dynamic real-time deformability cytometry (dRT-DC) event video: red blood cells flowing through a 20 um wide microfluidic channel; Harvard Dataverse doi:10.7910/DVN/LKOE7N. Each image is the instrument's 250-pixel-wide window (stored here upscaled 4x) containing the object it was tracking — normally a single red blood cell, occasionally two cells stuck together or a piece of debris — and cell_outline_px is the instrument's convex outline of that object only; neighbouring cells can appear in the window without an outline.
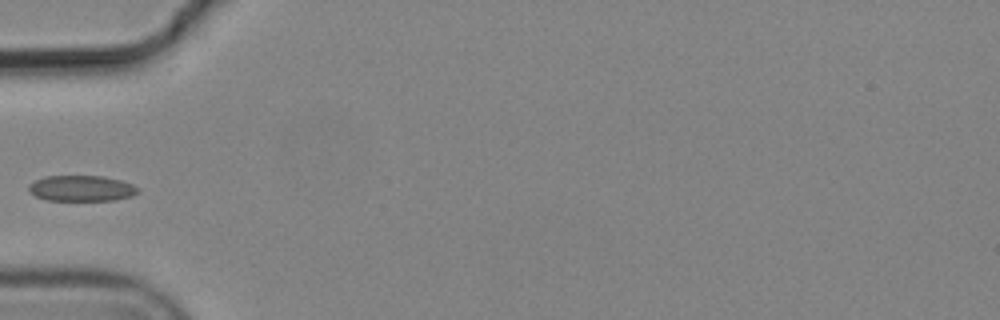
{"species": "common noctule bat (a hibernating species)", "species_latin": "Nyctalus noctula", "temperature_condition": "cold", "stored_images_in_passage": 5, "camera_frame_rate_fps": 3000, "um_per_image_px": 0.085, "animal": {"sex": "male", "body_mass_g": 19.2, "forearm_length_mm": 51.8}, "frame": {"image": 1, "passage_image": 5, "time_ms": 1.333, "image_size_px": [1000, 320], "cell_outline_px": [[140, 192], [132, 196], [116, 200], [48, 200], [36, 196], [28, 192], [28, 184], [44, 176], [104, 176], [120, 180], [132, 184], [140, 188]], "centroid_in_image_um": [6.94, 16.01], "position_along_channel_um": 78.1, "area_um2": 16.53}}